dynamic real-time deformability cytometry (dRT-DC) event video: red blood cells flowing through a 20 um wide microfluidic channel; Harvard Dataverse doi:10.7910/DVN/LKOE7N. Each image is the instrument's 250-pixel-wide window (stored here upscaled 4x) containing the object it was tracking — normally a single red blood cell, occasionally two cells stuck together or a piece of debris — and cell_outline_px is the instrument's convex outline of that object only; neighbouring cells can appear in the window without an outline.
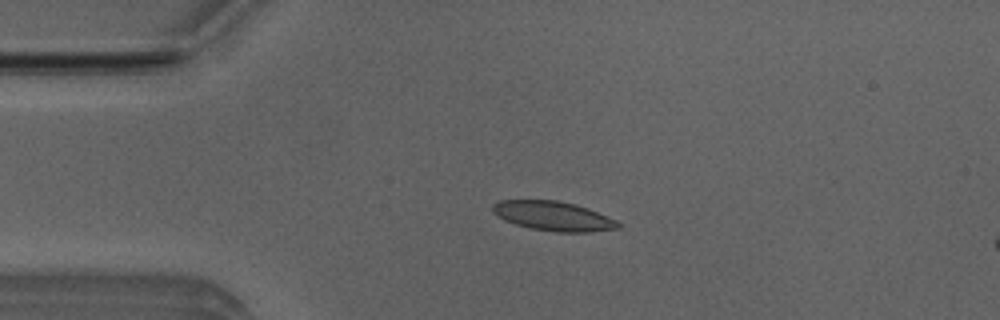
{"species": "Egyptian fruit bat (a non-hibernating species)", "species_latin": "Rousettus aegyptiacus", "temperature_condition": "room temperature", "stored_images_in_passage": 5, "camera_frame_rate_fps": 3000, "um_per_image_px": 0.085, "animal": {"sex": "male"}, "frame": {"image": 1, "passage_image": 3, "time_ms": 0.667, "image_size_px": [1000, 320], "cell_outline_px": [[620, 228], [588, 232], [556, 232], [532, 228], [516, 224], [504, 220], [492, 212], [492, 204], [500, 200], [556, 200], [576, 204], [588, 208], [616, 220], [620, 224]], "centroid_in_image_um": [47.02, 18.36], "position_along_channel_um": 38.0, "area_um2": 21.44}}